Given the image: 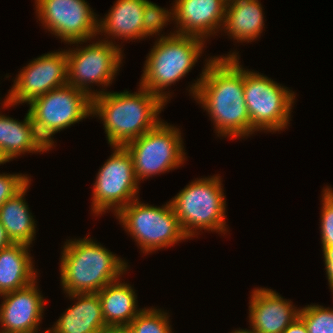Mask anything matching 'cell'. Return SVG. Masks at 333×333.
I'll return each instance as SVG.
<instances>
[{"label": "cell", "instance_id": "cell-1", "mask_svg": "<svg viewBox=\"0 0 333 333\" xmlns=\"http://www.w3.org/2000/svg\"><path fill=\"white\" fill-rule=\"evenodd\" d=\"M238 53L208 57L199 79L188 87L189 95L208 112L217 136L230 139L251 136L244 99V68Z\"/></svg>", "mask_w": 333, "mask_h": 333}, {"label": "cell", "instance_id": "cell-2", "mask_svg": "<svg viewBox=\"0 0 333 333\" xmlns=\"http://www.w3.org/2000/svg\"><path fill=\"white\" fill-rule=\"evenodd\" d=\"M138 92H110L104 88L92 98V117L103 123L110 147H124L160 121L167 104L158 95L138 85Z\"/></svg>", "mask_w": 333, "mask_h": 333}, {"label": "cell", "instance_id": "cell-3", "mask_svg": "<svg viewBox=\"0 0 333 333\" xmlns=\"http://www.w3.org/2000/svg\"><path fill=\"white\" fill-rule=\"evenodd\" d=\"M60 261V283L66 294L97 293L129 268L128 262L88 236L67 239Z\"/></svg>", "mask_w": 333, "mask_h": 333}, {"label": "cell", "instance_id": "cell-4", "mask_svg": "<svg viewBox=\"0 0 333 333\" xmlns=\"http://www.w3.org/2000/svg\"><path fill=\"white\" fill-rule=\"evenodd\" d=\"M205 40L194 36L173 34L157 38L147 55L139 85L168 103L167 87L185 77L202 56Z\"/></svg>", "mask_w": 333, "mask_h": 333}, {"label": "cell", "instance_id": "cell-5", "mask_svg": "<svg viewBox=\"0 0 333 333\" xmlns=\"http://www.w3.org/2000/svg\"><path fill=\"white\" fill-rule=\"evenodd\" d=\"M219 174L196 178L171 200V205L185 235L190 239L207 230L218 234L228 232L226 195ZM200 230V231H197Z\"/></svg>", "mask_w": 333, "mask_h": 333}, {"label": "cell", "instance_id": "cell-6", "mask_svg": "<svg viewBox=\"0 0 333 333\" xmlns=\"http://www.w3.org/2000/svg\"><path fill=\"white\" fill-rule=\"evenodd\" d=\"M115 216L140 247L141 253L146 255L189 239L181 228L170 201L157 207L143 203L138 198Z\"/></svg>", "mask_w": 333, "mask_h": 333}, {"label": "cell", "instance_id": "cell-7", "mask_svg": "<svg viewBox=\"0 0 333 333\" xmlns=\"http://www.w3.org/2000/svg\"><path fill=\"white\" fill-rule=\"evenodd\" d=\"M244 69V99L251 122V135L258 131H283L291 121L295 93L268 76Z\"/></svg>", "mask_w": 333, "mask_h": 333}, {"label": "cell", "instance_id": "cell-8", "mask_svg": "<svg viewBox=\"0 0 333 333\" xmlns=\"http://www.w3.org/2000/svg\"><path fill=\"white\" fill-rule=\"evenodd\" d=\"M90 44L80 46L86 41L70 43L76 48L66 49L67 54V84L79 89L90 97L98 95V91L92 90L93 84L101 88L112 85L120 67H122L123 50L121 45H115L110 41L97 39ZM77 44V45H76ZM92 88H91V85ZM101 85V86H100ZM90 87V88H89Z\"/></svg>", "mask_w": 333, "mask_h": 333}, {"label": "cell", "instance_id": "cell-9", "mask_svg": "<svg viewBox=\"0 0 333 333\" xmlns=\"http://www.w3.org/2000/svg\"><path fill=\"white\" fill-rule=\"evenodd\" d=\"M28 105L37 134L50 149L55 147L56 133L92 117V97L68 84L35 98Z\"/></svg>", "mask_w": 333, "mask_h": 333}, {"label": "cell", "instance_id": "cell-10", "mask_svg": "<svg viewBox=\"0 0 333 333\" xmlns=\"http://www.w3.org/2000/svg\"><path fill=\"white\" fill-rule=\"evenodd\" d=\"M181 136L179 128L161 120L154 128L124 146L133 159L139 183L184 164L186 152Z\"/></svg>", "mask_w": 333, "mask_h": 333}, {"label": "cell", "instance_id": "cell-11", "mask_svg": "<svg viewBox=\"0 0 333 333\" xmlns=\"http://www.w3.org/2000/svg\"><path fill=\"white\" fill-rule=\"evenodd\" d=\"M113 152L99 169L93 184L91 212L116 215L131 201L139 198V182L135 177L133 159L127 149L113 146Z\"/></svg>", "mask_w": 333, "mask_h": 333}, {"label": "cell", "instance_id": "cell-12", "mask_svg": "<svg viewBox=\"0 0 333 333\" xmlns=\"http://www.w3.org/2000/svg\"><path fill=\"white\" fill-rule=\"evenodd\" d=\"M35 4L44 30L62 42L69 45L98 36V16L85 0H35Z\"/></svg>", "mask_w": 333, "mask_h": 333}, {"label": "cell", "instance_id": "cell-13", "mask_svg": "<svg viewBox=\"0 0 333 333\" xmlns=\"http://www.w3.org/2000/svg\"><path fill=\"white\" fill-rule=\"evenodd\" d=\"M67 74L65 49L34 58L16 75L11 89L2 101V109L29 104L35 98L67 85Z\"/></svg>", "mask_w": 333, "mask_h": 333}, {"label": "cell", "instance_id": "cell-14", "mask_svg": "<svg viewBox=\"0 0 333 333\" xmlns=\"http://www.w3.org/2000/svg\"><path fill=\"white\" fill-rule=\"evenodd\" d=\"M173 4L175 33L206 41L222 30L227 6L224 0H174Z\"/></svg>", "mask_w": 333, "mask_h": 333}, {"label": "cell", "instance_id": "cell-15", "mask_svg": "<svg viewBox=\"0 0 333 333\" xmlns=\"http://www.w3.org/2000/svg\"><path fill=\"white\" fill-rule=\"evenodd\" d=\"M268 288H255L249 300L251 333H282L299 317L300 308Z\"/></svg>", "mask_w": 333, "mask_h": 333}, {"label": "cell", "instance_id": "cell-16", "mask_svg": "<svg viewBox=\"0 0 333 333\" xmlns=\"http://www.w3.org/2000/svg\"><path fill=\"white\" fill-rule=\"evenodd\" d=\"M0 330L31 331L38 330L45 309V298L37 281L12 292L0 295ZM45 301V302H44Z\"/></svg>", "mask_w": 333, "mask_h": 333}, {"label": "cell", "instance_id": "cell-17", "mask_svg": "<svg viewBox=\"0 0 333 333\" xmlns=\"http://www.w3.org/2000/svg\"><path fill=\"white\" fill-rule=\"evenodd\" d=\"M75 304L61 314L48 333H99L105 327L98 293L67 294Z\"/></svg>", "mask_w": 333, "mask_h": 333}, {"label": "cell", "instance_id": "cell-18", "mask_svg": "<svg viewBox=\"0 0 333 333\" xmlns=\"http://www.w3.org/2000/svg\"><path fill=\"white\" fill-rule=\"evenodd\" d=\"M147 0H116L105 18H98V35L106 41L116 44L115 39H142L144 4ZM103 33V34H102ZM111 37V38H110ZM109 38L111 40H109Z\"/></svg>", "mask_w": 333, "mask_h": 333}, {"label": "cell", "instance_id": "cell-19", "mask_svg": "<svg viewBox=\"0 0 333 333\" xmlns=\"http://www.w3.org/2000/svg\"><path fill=\"white\" fill-rule=\"evenodd\" d=\"M30 245L12 243L0 250V295L22 289L37 280Z\"/></svg>", "mask_w": 333, "mask_h": 333}, {"label": "cell", "instance_id": "cell-20", "mask_svg": "<svg viewBox=\"0 0 333 333\" xmlns=\"http://www.w3.org/2000/svg\"><path fill=\"white\" fill-rule=\"evenodd\" d=\"M0 146L10 161L22 154L50 150L38 136L28 111L23 121L0 114Z\"/></svg>", "mask_w": 333, "mask_h": 333}, {"label": "cell", "instance_id": "cell-21", "mask_svg": "<svg viewBox=\"0 0 333 333\" xmlns=\"http://www.w3.org/2000/svg\"><path fill=\"white\" fill-rule=\"evenodd\" d=\"M258 0H237L227 4L221 32L238 43H251L261 36L264 27V14Z\"/></svg>", "mask_w": 333, "mask_h": 333}, {"label": "cell", "instance_id": "cell-22", "mask_svg": "<svg viewBox=\"0 0 333 333\" xmlns=\"http://www.w3.org/2000/svg\"><path fill=\"white\" fill-rule=\"evenodd\" d=\"M119 279L106 285L98 293L105 324L113 327L128 326L143 310L138 308L136 291Z\"/></svg>", "mask_w": 333, "mask_h": 333}, {"label": "cell", "instance_id": "cell-23", "mask_svg": "<svg viewBox=\"0 0 333 333\" xmlns=\"http://www.w3.org/2000/svg\"><path fill=\"white\" fill-rule=\"evenodd\" d=\"M30 184L31 180L0 206V222L13 243L31 246L36 238L37 224L24 198Z\"/></svg>", "mask_w": 333, "mask_h": 333}, {"label": "cell", "instance_id": "cell-24", "mask_svg": "<svg viewBox=\"0 0 333 333\" xmlns=\"http://www.w3.org/2000/svg\"><path fill=\"white\" fill-rule=\"evenodd\" d=\"M169 313L149 307L143 310L127 326L131 333H174Z\"/></svg>", "mask_w": 333, "mask_h": 333}, {"label": "cell", "instance_id": "cell-25", "mask_svg": "<svg viewBox=\"0 0 333 333\" xmlns=\"http://www.w3.org/2000/svg\"><path fill=\"white\" fill-rule=\"evenodd\" d=\"M173 21V9H166L158 6L157 4L147 0L144 4V16L142 23V39L150 36L159 35L157 37L165 38L175 34V32L170 31L166 36L160 33L163 28L168 25V22Z\"/></svg>", "mask_w": 333, "mask_h": 333}, {"label": "cell", "instance_id": "cell-26", "mask_svg": "<svg viewBox=\"0 0 333 333\" xmlns=\"http://www.w3.org/2000/svg\"><path fill=\"white\" fill-rule=\"evenodd\" d=\"M299 317L308 333H333V307L310 304L300 308Z\"/></svg>", "mask_w": 333, "mask_h": 333}, {"label": "cell", "instance_id": "cell-27", "mask_svg": "<svg viewBox=\"0 0 333 333\" xmlns=\"http://www.w3.org/2000/svg\"><path fill=\"white\" fill-rule=\"evenodd\" d=\"M321 200L320 233L322 246L333 245V188L324 187Z\"/></svg>", "mask_w": 333, "mask_h": 333}, {"label": "cell", "instance_id": "cell-28", "mask_svg": "<svg viewBox=\"0 0 333 333\" xmlns=\"http://www.w3.org/2000/svg\"><path fill=\"white\" fill-rule=\"evenodd\" d=\"M27 175L22 173H0V206L31 180Z\"/></svg>", "mask_w": 333, "mask_h": 333}, {"label": "cell", "instance_id": "cell-29", "mask_svg": "<svg viewBox=\"0 0 333 333\" xmlns=\"http://www.w3.org/2000/svg\"><path fill=\"white\" fill-rule=\"evenodd\" d=\"M324 265L326 270V278L328 280L329 289L333 294V245L332 246H322Z\"/></svg>", "mask_w": 333, "mask_h": 333}, {"label": "cell", "instance_id": "cell-30", "mask_svg": "<svg viewBox=\"0 0 333 333\" xmlns=\"http://www.w3.org/2000/svg\"><path fill=\"white\" fill-rule=\"evenodd\" d=\"M282 333H308L304 321L298 317Z\"/></svg>", "mask_w": 333, "mask_h": 333}, {"label": "cell", "instance_id": "cell-31", "mask_svg": "<svg viewBox=\"0 0 333 333\" xmlns=\"http://www.w3.org/2000/svg\"><path fill=\"white\" fill-rule=\"evenodd\" d=\"M13 242L8 237L6 230L4 229L2 223L0 222V250L11 245Z\"/></svg>", "mask_w": 333, "mask_h": 333}, {"label": "cell", "instance_id": "cell-32", "mask_svg": "<svg viewBox=\"0 0 333 333\" xmlns=\"http://www.w3.org/2000/svg\"><path fill=\"white\" fill-rule=\"evenodd\" d=\"M99 333H131L127 326L124 327H113L108 326L101 330Z\"/></svg>", "mask_w": 333, "mask_h": 333}, {"label": "cell", "instance_id": "cell-33", "mask_svg": "<svg viewBox=\"0 0 333 333\" xmlns=\"http://www.w3.org/2000/svg\"><path fill=\"white\" fill-rule=\"evenodd\" d=\"M0 333H38V330H31V331H7V330H0ZM43 333H48V329L45 330Z\"/></svg>", "mask_w": 333, "mask_h": 333}, {"label": "cell", "instance_id": "cell-34", "mask_svg": "<svg viewBox=\"0 0 333 333\" xmlns=\"http://www.w3.org/2000/svg\"><path fill=\"white\" fill-rule=\"evenodd\" d=\"M7 162H10V160L5 156L1 146H0V165L2 164H5Z\"/></svg>", "mask_w": 333, "mask_h": 333}, {"label": "cell", "instance_id": "cell-35", "mask_svg": "<svg viewBox=\"0 0 333 333\" xmlns=\"http://www.w3.org/2000/svg\"><path fill=\"white\" fill-rule=\"evenodd\" d=\"M231 333H251L249 330H244V329H237V330H233Z\"/></svg>", "mask_w": 333, "mask_h": 333}, {"label": "cell", "instance_id": "cell-36", "mask_svg": "<svg viewBox=\"0 0 333 333\" xmlns=\"http://www.w3.org/2000/svg\"><path fill=\"white\" fill-rule=\"evenodd\" d=\"M227 4L233 1H237V0H224Z\"/></svg>", "mask_w": 333, "mask_h": 333}]
</instances>
